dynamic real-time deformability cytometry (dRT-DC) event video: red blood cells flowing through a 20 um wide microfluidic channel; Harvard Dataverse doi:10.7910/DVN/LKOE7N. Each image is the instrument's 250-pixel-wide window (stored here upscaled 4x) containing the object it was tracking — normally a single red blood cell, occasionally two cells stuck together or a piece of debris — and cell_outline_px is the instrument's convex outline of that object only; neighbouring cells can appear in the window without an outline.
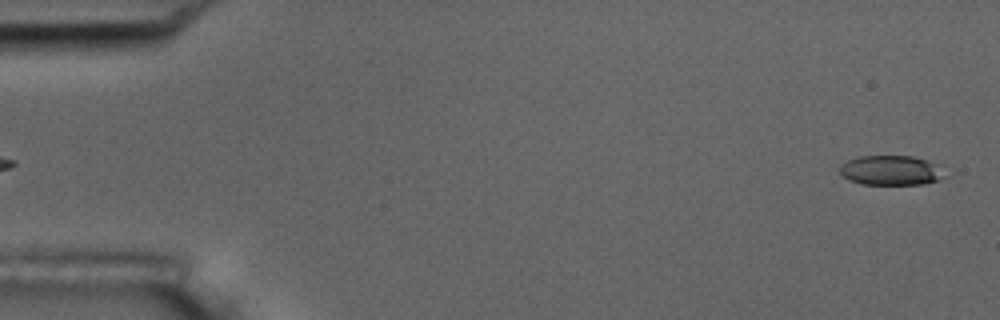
{"species": "common noctule bat (a hibernating species)", "species_latin": "Nyctalus noctula", "temperature_condition": "room temperature", "stored_images_in_passage": 6, "segment_of_instrument_passage": [2, 2], "camera_frame_rate_fps": 3000, "um_per_image_px": 0.085, "animal": {"sex": "male", "body_mass_g": 17.5, "forearm_length_mm": 52.3}, "frame": {"image": 1, "passage_image": 6, "time_ms": 6.333, "image_size_px": [1000, 320], "cell_outline_px": [[948, 176], [940, 180], [920, 184], [860, 184], [848, 180], [840, 172], [840, 164], [848, 160], [860, 156], [912, 156], [928, 160], [936, 164]], "centroid_in_image_um": [75.75, 14.48], "position_along_channel_um": 9.3, "area_um2": 18.26}}